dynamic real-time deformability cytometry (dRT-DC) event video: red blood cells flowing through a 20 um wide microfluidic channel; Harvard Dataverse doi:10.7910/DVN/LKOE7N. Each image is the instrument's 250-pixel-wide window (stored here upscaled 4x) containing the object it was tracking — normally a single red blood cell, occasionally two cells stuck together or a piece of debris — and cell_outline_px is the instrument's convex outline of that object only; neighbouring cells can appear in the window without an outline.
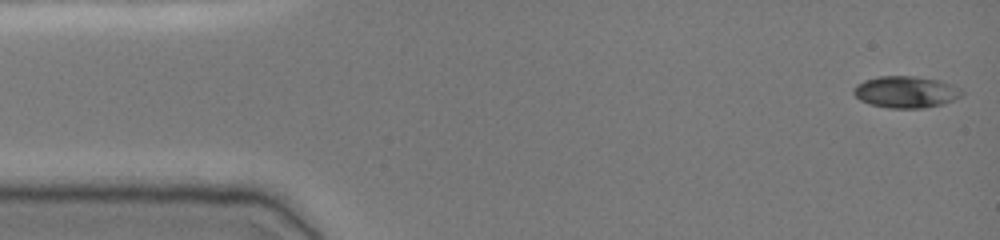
{"species": "common noctule bat (a hibernating species)", "species_latin": "Nyctalus noctula", "temperature_condition": "cold", "stored_images_in_passage": 49, "camera_frame_rate_fps": 3000, "um_per_image_px": 0.085, "animal": {"sex": "female", "body_mass_g": 19.0, "forearm_length_mm": 51.5}, "frame": {"image": 1, "passage_image": 1, "time_ms": 0.0, "image_size_px": [1000, 240], "cell_outline_px": [[964, 96], [940, 104], [920, 108], [888, 108], [872, 104], [860, 100], [852, 92], [852, 88], [856, 84], [864, 80], [880, 76], [916, 76], [940, 80], [960, 88], [964, 92]], "centroid_in_image_um": [76.99, 7.8], "position_along_channel_um": 8.0, "area_um2": 20.0}}
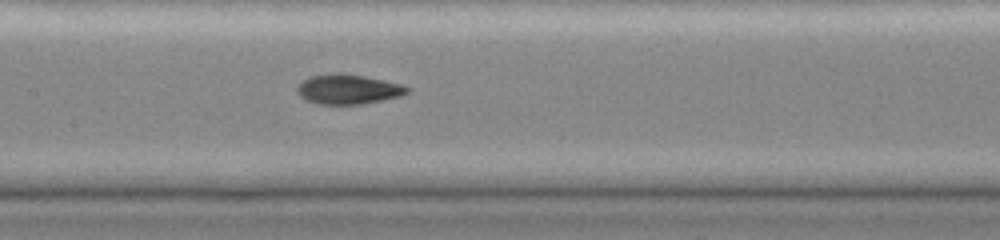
{"frame": {"image": 2, "passage_image": 23, "time_ms": 7.333, "image_size_px": [1000, 240], "cell_outline_px": [[412, 88], [408, 92], [400, 96], [360, 104], [316, 104], [300, 96], [296, 92], [296, 88], [304, 80], [312, 76], [332, 72], [340, 72], [364, 76], [384, 80], [400, 84]], "centroid_in_image_um": [29.58, 7.57], "position_along_channel_um": 177.8, "area_um2": 19.02}}
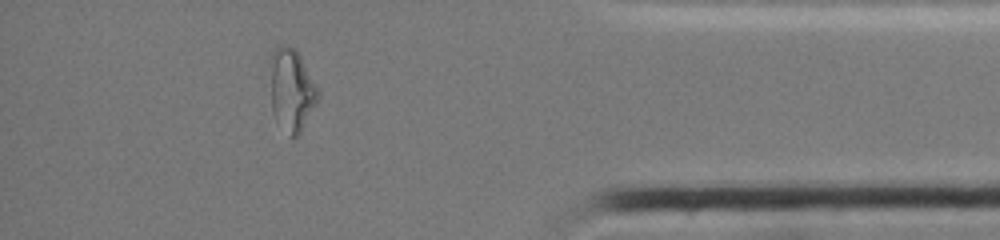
{"frame": {"image": 3, "passage_image": 43, "time_ms": 14.0, "image_size_px": [1000, 240], "cell_outline_px": [[320, 96], [316, 104], [296, 140], [292, 140], [276, 120], [272, 112], [268, 64], [268, 60], [272, 52], [280, 44], [284, 44], [296, 48], [316, 84], [320, 92]], "centroid_in_image_um": [24.75, 7.63], "position_along_channel_um": 410.4, "area_um2": 23.76}, "authors_computed_cell_mechanics": {"area_um2": 19.0162, "velocity_mm_per_s": 3.8404, "shape_relaxation_time_tau1_ms": 8.1437, "shape_relaxation_time_tau2_ms": 1.6128, "deformation_change_tau1": 0.2739, "deformation_change_tau2": 0.0641}}